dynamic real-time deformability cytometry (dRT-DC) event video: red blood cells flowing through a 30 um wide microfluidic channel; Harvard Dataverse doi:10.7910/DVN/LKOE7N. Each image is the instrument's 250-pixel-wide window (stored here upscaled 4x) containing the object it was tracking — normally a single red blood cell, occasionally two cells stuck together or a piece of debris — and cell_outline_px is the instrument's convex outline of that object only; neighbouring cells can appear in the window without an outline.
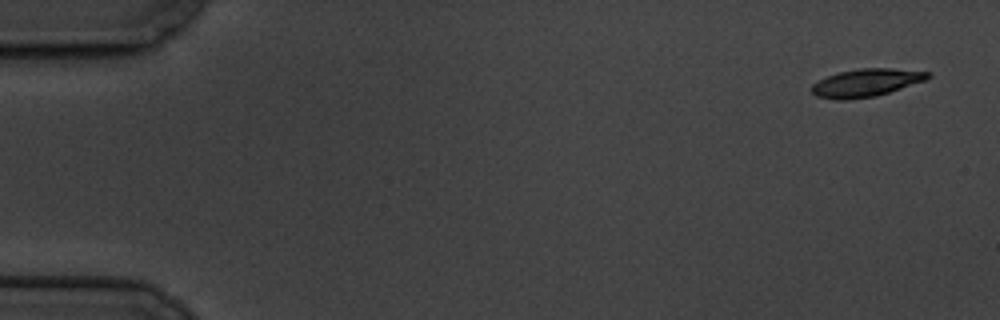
{"species": "common noctule bat (a hibernating species)", "species_latin": "Nyctalus noctula", "temperature_condition": "cold", "stored_images_in_passage": 15, "camera_frame_rate_fps": 3000, "um_per_image_px": 0.085, "animal": {"sex": "male", "body_mass_g": 19.5, "forearm_length_mm": 54.6}, "frame": {"image": 1, "passage_image": 1, "time_ms": 0.0, "image_size_px": [1000, 320], "cell_outline_px": [[932, 76], [924, 80], [876, 96], [844, 100], [836, 100], [816, 96], [812, 92], [812, 84], [828, 76], [840, 72], [860, 68], [892, 68], [932, 72]], "centroid_in_image_um": [73.62, 7.03], "position_along_channel_um": 11.4, "area_um2": 18.61}}
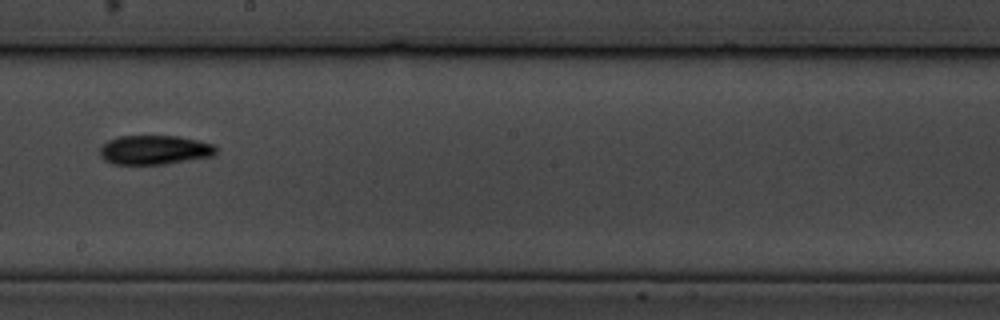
{"frame": {"image": 2, "passage_image": 9, "time_ms": 10.333, "image_size_px": [1000, 320], "cell_outline_px": [[216, 152], [212, 156], [164, 164], [112, 164], [104, 160], [100, 156], [100, 148], [108, 140], [120, 136], [180, 136], [212, 144], [216, 148]], "centroid_in_image_um": [13.1, 12.74], "position_along_channel_um": 235.1, "area_um2": 19.65}}
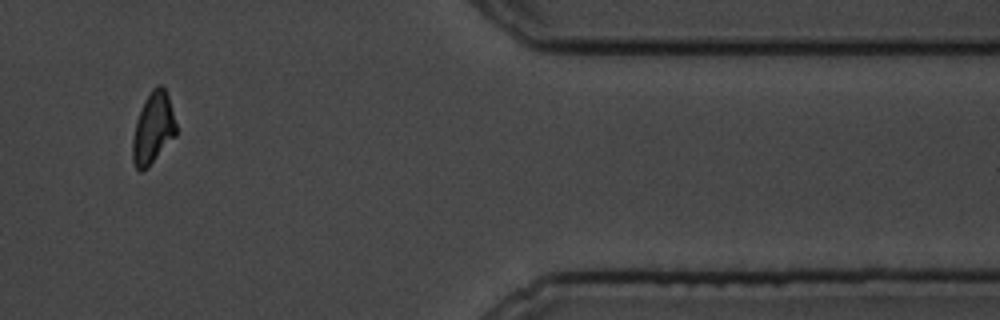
{"frame": {"image": 3, "passage_image": 14, "time_ms": 16.0, "image_size_px": [1000, 320], "cell_outline_px": [[176, 136], [140, 172], [136, 168], [132, 160], [132, 140], [136, 120], [152, 88], [156, 84], [160, 84], [164, 88], [168, 96], [176, 124]], "centroid_in_image_um": [13.0, 10.87], "position_along_channel_um": 398.4, "area_um2": 17.51}, "authors_computed_cell_mechanics": {"area_um2": 18.8428, "velocity_mm_per_s": 3.4338, "shape_relaxation_time_tau1_ms": 4.5042, "shape_relaxation_time_tau2_ms": 4.0454, "deformation_change_tau1": 0.1542, "deformation_change_tau2": 0.0922}}